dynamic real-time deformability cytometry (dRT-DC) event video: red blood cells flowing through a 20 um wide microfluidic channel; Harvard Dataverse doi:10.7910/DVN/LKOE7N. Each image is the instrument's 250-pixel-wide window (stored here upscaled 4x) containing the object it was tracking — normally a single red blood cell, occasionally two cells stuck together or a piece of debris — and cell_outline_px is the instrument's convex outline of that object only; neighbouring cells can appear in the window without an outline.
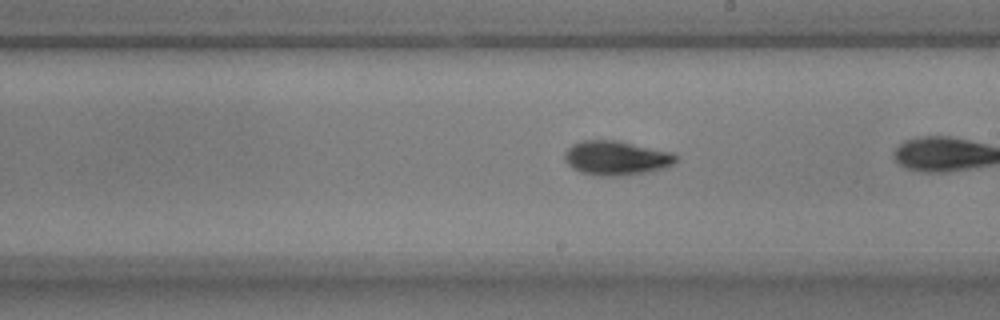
{"species": "common noctule bat (a hibernating species)", "species_latin": "Nyctalus noctula", "temperature_condition": "warm", "stored_images_in_passage": 19, "camera_frame_rate_fps": 3000, "um_per_image_px": 0.085, "animal": {"sex": "male", "body_mass_g": 17.9, "forearm_length_mm": 54.2}, "frame": {"image": 1, "passage_image": 14, "time_ms": 4.333, "image_size_px": [1000, 320], "cell_outline_px": [[676, 160], [668, 168], [648, 172], [620, 176], [600, 176], [580, 172], [572, 168], [564, 160], [564, 152], [572, 144], [584, 140], [616, 140], [672, 152], [676, 156]], "centroid_in_image_um": [52.37, 13.44], "position_along_channel_um": 236.6, "area_um2": 22.37}}